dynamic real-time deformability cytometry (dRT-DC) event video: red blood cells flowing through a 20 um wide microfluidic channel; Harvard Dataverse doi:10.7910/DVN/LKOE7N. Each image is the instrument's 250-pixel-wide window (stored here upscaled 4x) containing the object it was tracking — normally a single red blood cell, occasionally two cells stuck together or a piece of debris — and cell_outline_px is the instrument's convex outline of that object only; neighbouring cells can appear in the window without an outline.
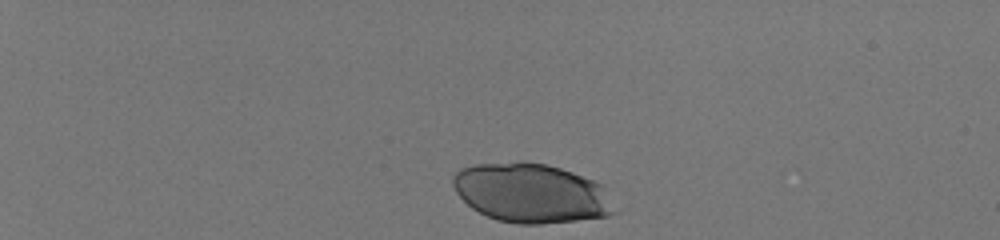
{"species": "human", "species_latin": "Homo sapiens", "temperature_condition": "room temperature", "stored_images_in_passage": 38, "camera_frame_rate_fps": 3000, "um_per_image_px": 0.085, "donor": {"sex": "male"}, "frame": {"image": 1, "passage_image": 1, "time_ms": 0.0, "image_size_px": [1000, 240], "cell_outline_px": [[620, 212], [608, 216], [576, 220], [540, 224], [516, 224], [496, 220], [472, 208], [456, 192], [452, 184], [452, 176], [460, 168], [476, 164], [520, 160], [544, 164], [560, 168], [572, 172], [592, 180], [600, 184]], "centroid_in_image_um": [45.14, 16.41], "position_along_channel_um": 39.9, "area_um2": 56.07}}